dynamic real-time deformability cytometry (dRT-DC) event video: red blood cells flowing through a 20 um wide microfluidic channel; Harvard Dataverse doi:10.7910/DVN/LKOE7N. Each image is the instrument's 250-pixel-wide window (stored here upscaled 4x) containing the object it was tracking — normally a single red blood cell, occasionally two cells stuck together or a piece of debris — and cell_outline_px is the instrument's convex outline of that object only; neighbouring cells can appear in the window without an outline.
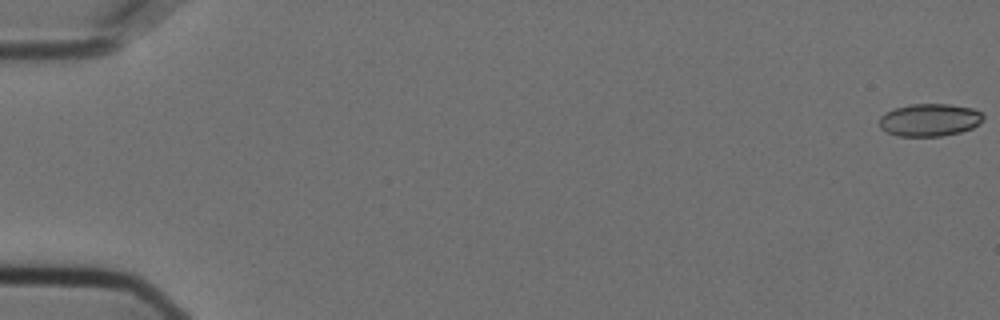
{"species": "Egyptian fruit bat (a non-hibernating species)", "species_latin": "Rousettus aegyptiacus", "temperature_condition": "cold", "stored_images_in_passage": 10, "camera_frame_rate_fps": 3000, "um_per_image_px": 0.085, "animal": {"sex": "female"}, "frame": {"image": 1, "passage_image": 1, "time_ms": 0.0, "image_size_px": [1000, 320], "cell_outline_px": [[984, 120], [972, 128], [960, 132], [940, 136], [896, 136], [880, 128], [880, 116], [896, 108], [912, 104], [948, 104], [972, 108], [980, 112], [984, 116]], "centroid_in_image_um": [79.03, 10.2], "position_along_channel_um": 6.0, "area_um2": 19.59}}